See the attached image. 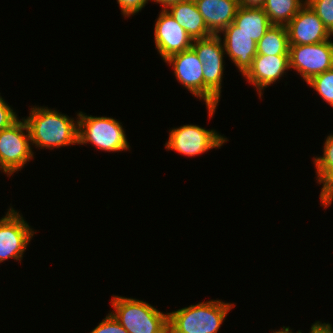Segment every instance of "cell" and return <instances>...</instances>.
Wrapping results in <instances>:
<instances>
[{
	"mask_svg": "<svg viewBox=\"0 0 333 333\" xmlns=\"http://www.w3.org/2000/svg\"><path fill=\"white\" fill-rule=\"evenodd\" d=\"M25 120L31 143L36 147L54 148L78 144V120L68 118L56 110L31 108ZM76 122V123H75Z\"/></svg>",
	"mask_w": 333,
	"mask_h": 333,
	"instance_id": "cell-1",
	"label": "cell"
},
{
	"mask_svg": "<svg viewBox=\"0 0 333 333\" xmlns=\"http://www.w3.org/2000/svg\"><path fill=\"white\" fill-rule=\"evenodd\" d=\"M233 304L211 300L168 314V333H217Z\"/></svg>",
	"mask_w": 333,
	"mask_h": 333,
	"instance_id": "cell-2",
	"label": "cell"
},
{
	"mask_svg": "<svg viewBox=\"0 0 333 333\" xmlns=\"http://www.w3.org/2000/svg\"><path fill=\"white\" fill-rule=\"evenodd\" d=\"M112 316L128 333H168V314L145 301L113 296Z\"/></svg>",
	"mask_w": 333,
	"mask_h": 333,
	"instance_id": "cell-3",
	"label": "cell"
},
{
	"mask_svg": "<svg viewBox=\"0 0 333 333\" xmlns=\"http://www.w3.org/2000/svg\"><path fill=\"white\" fill-rule=\"evenodd\" d=\"M221 39L219 35H211L207 38L193 40L191 46L203 64L204 101L210 117L213 116L221 96L224 70V46Z\"/></svg>",
	"mask_w": 333,
	"mask_h": 333,
	"instance_id": "cell-4",
	"label": "cell"
},
{
	"mask_svg": "<svg viewBox=\"0 0 333 333\" xmlns=\"http://www.w3.org/2000/svg\"><path fill=\"white\" fill-rule=\"evenodd\" d=\"M78 144L90 142L105 151H123L129 149L122 125L110 117L87 116L78 113Z\"/></svg>",
	"mask_w": 333,
	"mask_h": 333,
	"instance_id": "cell-5",
	"label": "cell"
},
{
	"mask_svg": "<svg viewBox=\"0 0 333 333\" xmlns=\"http://www.w3.org/2000/svg\"><path fill=\"white\" fill-rule=\"evenodd\" d=\"M30 142L29 129L24 119H18L0 131V165L8 175L22 169L34 157Z\"/></svg>",
	"mask_w": 333,
	"mask_h": 333,
	"instance_id": "cell-6",
	"label": "cell"
},
{
	"mask_svg": "<svg viewBox=\"0 0 333 333\" xmlns=\"http://www.w3.org/2000/svg\"><path fill=\"white\" fill-rule=\"evenodd\" d=\"M290 68L298 71L308 82L315 75L333 68V42L310 45H289Z\"/></svg>",
	"mask_w": 333,
	"mask_h": 333,
	"instance_id": "cell-7",
	"label": "cell"
},
{
	"mask_svg": "<svg viewBox=\"0 0 333 333\" xmlns=\"http://www.w3.org/2000/svg\"><path fill=\"white\" fill-rule=\"evenodd\" d=\"M226 140L215 130H206L197 125H183L170 130L165 147L168 150L193 157L209 149L219 148Z\"/></svg>",
	"mask_w": 333,
	"mask_h": 333,
	"instance_id": "cell-8",
	"label": "cell"
},
{
	"mask_svg": "<svg viewBox=\"0 0 333 333\" xmlns=\"http://www.w3.org/2000/svg\"><path fill=\"white\" fill-rule=\"evenodd\" d=\"M34 231L23 217L10 208L0 219V262L6 259H22V255L32 239Z\"/></svg>",
	"mask_w": 333,
	"mask_h": 333,
	"instance_id": "cell-9",
	"label": "cell"
},
{
	"mask_svg": "<svg viewBox=\"0 0 333 333\" xmlns=\"http://www.w3.org/2000/svg\"><path fill=\"white\" fill-rule=\"evenodd\" d=\"M289 45H310L329 40L332 34L305 2L286 25Z\"/></svg>",
	"mask_w": 333,
	"mask_h": 333,
	"instance_id": "cell-10",
	"label": "cell"
},
{
	"mask_svg": "<svg viewBox=\"0 0 333 333\" xmlns=\"http://www.w3.org/2000/svg\"><path fill=\"white\" fill-rule=\"evenodd\" d=\"M155 46L163 60L169 56L188 50L192 46V38L184 28L168 13L162 10L154 28Z\"/></svg>",
	"mask_w": 333,
	"mask_h": 333,
	"instance_id": "cell-11",
	"label": "cell"
},
{
	"mask_svg": "<svg viewBox=\"0 0 333 333\" xmlns=\"http://www.w3.org/2000/svg\"><path fill=\"white\" fill-rule=\"evenodd\" d=\"M165 62L173 66L176 79L188 91L204 100L203 64L192 48L169 56Z\"/></svg>",
	"mask_w": 333,
	"mask_h": 333,
	"instance_id": "cell-12",
	"label": "cell"
},
{
	"mask_svg": "<svg viewBox=\"0 0 333 333\" xmlns=\"http://www.w3.org/2000/svg\"><path fill=\"white\" fill-rule=\"evenodd\" d=\"M289 68V55H256L243 76L257 88L261 97V90L280 79Z\"/></svg>",
	"mask_w": 333,
	"mask_h": 333,
	"instance_id": "cell-13",
	"label": "cell"
},
{
	"mask_svg": "<svg viewBox=\"0 0 333 333\" xmlns=\"http://www.w3.org/2000/svg\"><path fill=\"white\" fill-rule=\"evenodd\" d=\"M221 32L224 33L225 54L244 75L251 67L253 58L257 55V43L250 36L238 31V27L233 22Z\"/></svg>",
	"mask_w": 333,
	"mask_h": 333,
	"instance_id": "cell-14",
	"label": "cell"
},
{
	"mask_svg": "<svg viewBox=\"0 0 333 333\" xmlns=\"http://www.w3.org/2000/svg\"><path fill=\"white\" fill-rule=\"evenodd\" d=\"M208 30L218 35L236 16L239 0H194Z\"/></svg>",
	"mask_w": 333,
	"mask_h": 333,
	"instance_id": "cell-15",
	"label": "cell"
},
{
	"mask_svg": "<svg viewBox=\"0 0 333 333\" xmlns=\"http://www.w3.org/2000/svg\"><path fill=\"white\" fill-rule=\"evenodd\" d=\"M167 11L185 29L192 40L203 39L213 35L208 30L194 0L174 4Z\"/></svg>",
	"mask_w": 333,
	"mask_h": 333,
	"instance_id": "cell-16",
	"label": "cell"
},
{
	"mask_svg": "<svg viewBox=\"0 0 333 333\" xmlns=\"http://www.w3.org/2000/svg\"><path fill=\"white\" fill-rule=\"evenodd\" d=\"M233 23L256 43L272 26L263 8L240 6Z\"/></svg>",
	"mask_w": 333,
	"mask_h": 333,
	"instance_id": "cell-17",
	"label": "cell"
},
{
	"mask_svg": "<svg viewBox=\"0 0 333 333\" xmlns=\"http://www.w3.org/2000/svg\"><path fill=\"white\" fill-rule=\"evenodd\" d=\"M257 55H289L287 27L272 25L257 42Z\"/></svg>",
	"mask_w": 333,
	"mask_h": 333,
	"instance_id": "cell-18",
	"label": "cell"
},
{
	"mask_svg": "<svg viewBox=\"0 0 333 333\" xmlns=\"http://www.w3.org/2000/svg\"><path fill=\"white\" fill-rule=\"evenodd\" d=\"M305 2L302 0H266L262 8L272 25L286 26Z\"/></svg>",
	"mask_w": 333,
	"mask_h": 333,
	"instance_id": "cell-19",
	"label": "cell"
},
{
	"mask_svg": "<svg viewBox=\"0 0 333 333\" xmlns=\"http://www.w3.org/2000/svg\"><path fill=\"white\" fill-rule=\"evenodd\" d=\"M307 84L333 107V68L312 77Z\"/></svg>",
	"mask_w": 333,
	"mask_h": 333,
	"instance_id": "cell-20",
	"label": "cell"
},
{
	"mask_svg": "<svg viewBox=\"0 0 333 333\" xmlns=\"http://www.w3.org/2000/svg\"><path fill=\"white\" fill-rule=\"evenodd\" d=\"M333 35V0H305Z\"/></svg>",
	"mask_w": 333,
	"mask_h": 333,
	"instance_id": "cell-21",
	"label": "cell"
},
{
	"mask_svg": "<svg viewBox=\"0 0 333 333\" xmlns=\"http://www.w3.org/2000/svg\"><path fill=\"white\" fill-rule=\"evenodd\" d=\"M316 173L317 181L320 184L323 183L319 198L321 204L326 208L333 200V168H316Z\"/></svg>",
	"mask_w": 333,
	"mask_h": 333,
	"instance_id": "cell-22",
	"label": "cell"
},
{
	"mask_svg": "<svg viewBox=\"0 0 333 333\" xmlns=\"http://www.w3.org/2000/svg\"><path fill=\"white\" fill-rule=\"evenodd\" d=\"M90 333H128L127 330L109 313Z\"/></svg>",
	"mask_w": 333,
	"mask_h": 333,
	"instance_id": "cell-23",
	"label": "cell"
},
{
	"mask_svg": "<svg viewBox=\"0 0 333 333\" xmlns=\"http://www.w3.org/2000/svg\"><path fill=\"white\" fill-rule=\"evenodd\" d=\"M316 168H333V135H329L324 143L323 156L314 158Z\"/></svg>",
	"mask_w": 333,
	"mask_h": 333,
	"instance_id": "cell-24",
	"label": "cell"
},
{
	"mask_svg": "<svg viewBox=\"0 0 333 333\" xmlns=\"http://www.w3.org/2000/svg\"><path fill=\"white\" fill-rule=\"evenodd\" d=\"M17 120L16 113L0 96V131L10 127Z\"/></svg>",
	"mask_w": 333,
	"mask_h": 333,
	"instance_id": "cell-25",
	"label": "cell"
},
{
	"mask_svg": "<svg viewBox=\"0 0 333 333\" xmlns=\"http://www.w3.org/2000/svg\"><path fill=\"white\" fill-rule=\"evenodd\" d=\"M149 0H117L122 14L125 17H129L130 15H133L135 13H138L141 11V9L145 6V4Z\"/></svg>",
	"mask_w": 333,
	"mask_h": 333,
	"instance_id": "cell-26",
	"label": "cell"
},
{
	"mask_svg": "<svg viewBox=\"0 0 333 333\" xmlns=\"http://www.w3.org/2000/svg\"><path fill=\"white\" fill-rule=\"evenodd\" d=\"M310 333H333V329H332L331 324H329V323L322 324L318 321L311 326Z\"/></svg>",
	"mask_w": 333,
	"mask_h": 333,
	"instance_id": "cell-27",
	"label": "cell"
},
{
	"mask_svg": "<svg viewBox=\"0 0 333 333\" xmlns=\"http://www.w3.org/2000/svg\"><path fill=\"white\" fill-rule=\"evenodd\" d=\"M266 0H239L240 6L262 8Z\"/></svg>",
	"mask_w": 333,
	"mask_h": 333,
	"instance_id": "cell-28",
	"label": "cell"
},
{
	"mask_svg": "<svg viewBox=\"0 0 333 333\" xmlns=\"http://www.w3.org/2000/svg\"><path fill=\"white\" fill-rule=\"evenodd\" d=\"M154 2L161 3L162 4V9L167 10L170 6L177 4L179 2H184L188 0H153Z\"/></svg>",
	"mask_w": 333,
	"mask_h": 333,
	"instance_id": "cell-29",
	"label": "cell"
},
{
	"mask_svg": "<svg viewBox=\"0 0 333 333\" xmlns=\"http://www.w3.org/2000/svg\"><path fill=\"white\" fill-rule=\"evenodd\" d=\"M273 333H292V332L290 331L289 327H286V328H285V327L283 326L282 330L275 331V332H273ZM298 333H301V332L299 331Z\"/></svg>",
	"mask_w": 333,
	"mask_h": 333,
	"instance_id": "cell-30",
	"label": "cell"
},
{
	"mask_svg": "<svg viewBox=\"0 0 333 333\" xmlns=\"http://www.w3.org/2000/svg\"><path fill=\"white\" fill-rule=\"evenodd\" d=\"M0 168L3 170V172H5L7 174V172L2 168V166L0 165Z\"/></svg>",
	"mask_w": 333,
	"mask_h": 333,
	"instance_id": "cell-31",
	"label": "cell"
}]
</instances>
